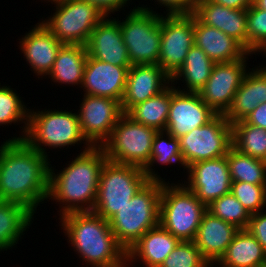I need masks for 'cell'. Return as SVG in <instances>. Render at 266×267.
Masks as SVG:
<instances>
[{
  "label": "cell",
  "mask_w": 266,
  "mask_h": 267,
  "mask_svg": "<svg viewBox=\"0 0 266 267\" xmlns=\"http://www.w3.org/2000/svg\"><path fill=\"white\" fill-rule=\"evenodd\" d=\"M163 182L159 224L180 241H194L207 206L185 184Z\"/></svg>",
  "instance_id": "cell-6"
},
{
  "label": "cell",
  "mask_w": 266,
  "mask_h": 267,
  "mask_svg": "<svg viewBox=\"0 0 266 267\" xmlns=\"http://www.w3.org/2000/svg\"><path fill=\"white\" fill-rule=\"evenodd\" d=\"M61 228L79 257L91 267H124L127 252L117 242L109 221L93 211L60 216ZM89 263V264H88Z\"/></svg>",
  "instance_id": "cell-3"
},
{
  "label": "cell",
  "mask_w": 266,
  "mask_h": 267,
  "mask_svg": "<svg viewBox=\"0 0 266 267\" xmlns=\"http://www.w3.org/2000/svg\"><path fill=\"white\" fill-rule=\"evenodd\" d=\"M87 48L80 44H63L58 51L49 76L52 81L67 84L81 85L87 61Z\"/></svg>",
  "instance_id": "cell-27"
},
{
  "label": "cell",
  "mask_w": 266,
  "mask_h": 267,
  "mask_svg": "<svg viewBox=\"0 0 266 267\" xmlns=\"http://www.w3.org/2000/svg\"><path fill=\"white\" fill-rule=\"evenodd\" d=\"M160 267H212L194 241H181Z\"/></svg>",
  "instance_id": "cell-36"
},
{
  "label": "cell",
  "mask_w": 266,
  "mask_h": 267,
  "mask_svg": "<svg viewBox=\"0 0 266 267\" xmlns=\"http://www.w3.org/2000/svg\"><path fill=\"white\" fill-rule=\"evenodd\" d=\"M129 68L87 57L82 86L79 87L86 95L109 97L121 103Z\"/></svg>",
  "instance_id": "cell-18"
},
{
  "label": "cell",
  "mask_w": 266,
  "mask_h": 267,
  "mask_svg": "<svg viewBox=\"0 0 266 267\" xmlns=\"http://www.w3.org/2000/svg\"><path fill=\"white\" fill-rule=\"evenodd\" d=\"M50 159L24 140L0 146V200L17 202L33 214L48 199Z\"/></svg>",
  "instance_id": "cell-1"
},
{
  "label": "cell",
  "mask_w": 266,
  "mask_h": 267,
  "mask_svg": "<svg viewBox=\"0 0 266 267\" xmlns=\"http://www.w3.org/2000/svg\"><path fill=\"white\" fill-rule=\"evenodd\" d=\"M194 44L215 63L242 59L248 52L221 30L201 23L194 16Z\"/></svg>",
  "instance_id": "cell-25"
},
{
  "label": "cell",
  "mask_w": 266,
  "mask_h": 267,
  "mask_svg": "<svg viewBox=\"0 0 266 267\" xmlns=\"http://www.w3.org/2000/svg\"><path fill=\"white\" fill-rule=\"evenodd\" d=\"M230 192L250 215L264 211L266 208V185L232 182Z\"/></svg>",
  "instance_id": "cell-37"
},
{
  "label": "cell",
  "mask_w": 266,
  "mask_h": 267,
  "mask_svg": "<svg viewBox=\"0 0 266 267\" xmlns=\"http://www.w3.org/2000/svg\"><path fill=\"white\" fill-rule=\"evenodd\" d=\"M160 26L158 65L172 77L184 64L188 51L194 45V15L161 14Z\"/></svg>",
  "instance_id": "cell-12"
},
{
  "label": "cell",
  "mask_w": 266,
  "mask_h": 267,
  "mask_svg": "<svg viewBox=\"0 0 266 267\" xmlns=\"http://www.w3.org/2000/svg\"><path fill=\"white\" fill-rule=\"evenodd\" d=\"M72 160L57 174L50 164L48 199L62 204L59 216L93 210L100 173L107 157L102 147L85 146Z\"/></svg>",
  "instance_id": "cell-2"
},
{
  "label": "cell",
  "mask_w": 266,
  "mask_h": 267,
  "mask_svg": "<svg viewBox=\"0 0 266 267\" xmlns=\"http://www.w3.org/2000/svg\"><path fill=\"white\" fill-rule=\"evenodd\" d=\"M262 53L263 52V54H265V57H266V43H265V45L258 51V53Z\"/></svg>",
  "instance_id": "cell-45"
},
{
  "label": "cell",
  "mask_w": 266,
  "mask_h": 267,
  "mask_svg": "<svg viewBox=\"0 0 266 267\" xmlns=\"http://www.w3.org/2000/svg\"><path fill=\"white\" fill-rule=\"evenodd\" d=\"M46 1L53 3V2H57V1H61V0H46Z\"/></svg>",
  "instance_id": "cell-46"
},
{
  "label": "cell",
  "mask_w": 266,
  "mask_h": 267,
  "mask_svg": "<svg viewBox=\"0 0 266 267\" xmlns=\"http://www.w3.org/2000/svg\"><path fill=\"white\" fill-rule=\"evenodd\" d=\"M186 170L188 182L184 181L185 186L206 206L230 193L232 180L225 156L198 161Z\"/></svg>",
  "instance_id": "cell-16"
},
{
  "label": "cell",
  "mask_w": 266,
  "mask_h": 267,
  "mask_svg": "<svg viewBox=\"0 0 266 267\" xmlns=\"http://www.w3.org/2000/svg\"><path fill=\"white\" fill-rule=\"evenodd\" d=\"M215 64L202 49L194 44L188 51L184 64L171 77V83L174 82L172 84L174 85L176 80L184 79L187 89L181 90L178 86L176 90L198 93L205 86Z\"/></svg>",
  "instance_id": "cell-29"
},
{
  "label": "cell",
  "mask_w": 266,
  "mask_h": 267,
  "mask_svg": "<svg viewBox=\"0 0 266 267\" xmlns=\"http://www.w3.org/2000/svg\"><path fill=\"white\" fill-rule=\"evenodd\" d=\"M251 53L242 59L216 63L205 86L198 92L201 99L216 114H224L247 73L246 62Z\"/></svg>",
  "instance_id": "cell-14"
},
{
  "label": "cell",
  "mask_w": 266,
  "mask_h": 267,
  "mask_svg": "<svg viewBox=\"0 0 266 267\" xmlns=\"http://www.w3.org/2000/svg\"><path fill=\"white\" fill-rule=\"evenodd\" d=\"M250 70L223 114L231 124L244 120L259 104L266 102V67L261 65Z\"/></svg>",
  "instance_id": "cell-23"
},
{
  "label": "cell",
  "mask_w": 266,
  "mask_h": 267,
  "mask_svg": "<svg viewBox=\"0 0 266 267\" xmlns=\"http://www.w3.org/2000/svg\"><path fill=\"white\" fill-rule=\"evenodd\" d=\"M193 15L235 39L247 51V10L231 9L211 0H200Z\"/></svg>",
  "instance_id": "cell-21"
},
{
  "label": "cell",
  "mask_w": 266,
  "mask_h": 267,
  "mask_svg": "<svg viewBox=\"0 0 266 267\" xmlns=\"http://www.w3.org/2000/svg\"><path fill=\"white\" fill-rule=\"evenodd\" d=\"M211 1L231 9H243V10H247L253 4V0H211Z\"/></svg>",
  "instance_id": "cell-43"
},
{
  "label": "cell",
  "mask_w": 266,
  "mask_h": 267,
  "mask_svg": "<svg viewBox=\"0 0 266 267\" xmlns=\"http://www.w3.org/2000/svg\"><path fill=\"white\" fill-rule=\"evenodd\" d=\"M154 163L159 165L178 163L185 169L180 151L179 138L173 137L166 131H158L153 139L150 162L143 169L144 174L149 181L166 182L163 180L165 178H161L160 175H158V172L155 173L152 168L155 166Z\"/></svg>",
  "instance_id": "cell-31"
},
{
  "label": "cell",
  "mask_w": 266,
  "mask_h": 267,
  "mask_svg": "<svg viewBox=\"0 0 266 267\" xmlns=\"http://www.w3.org/2000/svg\"><path fill=\"white\" fill-rule=\"evenodd\" d=\"M148 181L143 168L107 160L92 211L109 221Z\"/></svg>",
  "instance_id": "cell-7"
},
{
  "label": "cell",
  "mask_w": 266,
  "mask_h": 267,
  "mask_svg": "<svg viewBox=\"0 0 266 267\" xmlns=\"http://www.w3.org/2000/svg\"><path fill=\"white\" fill-rule=\"evenodd\" d=\"M217 114L205 104L199 93L181 92L171 83V100L165 131L175 138L206 125Z\"/></svg>",
  "instance_id": "cell-15"
},
{
  "label": "cell",
  "mask_w": 266,
  "mask_h": 267,
  "mask_svg": "<svg viewBox=\"0 0 266 267\" xmlns=\"http://www.w3.org/2000/svg\"><path fill=\"white\" fill-rule=\"evenodd\" d=\"M225 157L232 182L266 185V161L242 154L233 146Z\"/></svg>",
  "instance_id": "cell-32"
},
{
  "label": "cell",
  "mask_w": 266,
  "mask_h": 267,
  "mask_svg": "<svg viewBox=\"0 0 266 267\" xmlns=\"http://www.w3.org/2000/svg\"><path fill=\"white\" fill-rule=\"evenodd\" d=\"M33 219L34 214L24 205L0 200V251L15 246Z\"/></svg>",
  "instance_id": "cell-28"
},
{
  "label": "cell",
  "mask_w": 266,
  "mask_h": 267,
  "mask_svg": "<svg viewBox=\"0 0 266 267\" xmlns=\"http://www.w3.org/2000/svg\"><path fill=\"white\" fill-rule=\"evenodd\" d=\"M239 230L207 211L201 219L194 243L210 265L216 267Z\"/></svg>",
  "instance_id": "cell-22"
},
{
  "label": "cell",
  "mask_w": 266,
  "mask_h": 267,
  "mask_svg": "<svg viewBox=\"0 0 266 267\" xmlns=\"http://www.w3.org/2000/svg\"><path fill=\"white\" fill-rule=\"evenodd\" d=\"M52 4L56 5L54 14L41 22L63 44L86 46L92 31L105 17L83 0H61Z\"/></svg>",
  "instance_id": "cell-10"
},
{
  "label": "cell",
  "mask_w": 266,
  "mask_h": 267,
  "mask_svg": "<svg viewBox=\"0 0 266 267\" xmlns=\"http://www.w3.org/2000/svg\"><path fill=\"white\" fill-rule=\"evenodd\" d=\"M158 131L123 113L110 138L101 146L108 161L145 168L150 162L153 139Z\"/></svg>",
  "instance_id": "cell-9"
},
{
  "label": "cell",
  "mask_w": 266,
  "mask_h": 267,
  "mask_svg": "<svg viewBox=\"0 0 266 267\" xmlns=\"http://www.w3.org/2000/svg\"><path fill=\"white\" fill-rule=\"evenodd\" d=\"M162 186L163 182L148 181L109 220L117 242L126 252L145 232L159 225Z\"/></svg>",
  "instance_id": "cell-4"
},
{
  "label": "cell",
  "mask_w": 266,
  "mask_h": 267,
  "mask_svg": "<svg viewBox=\"0 0 266 267\" xmlns=\"http://www.w3.org/2000/svg\"><path fill=\"white\" fill-rule=\"evenodd\" d=\"M170 82L171 76L158 64L132 65L127 73L126 88L121 101L123 113L158 95Z\"/></svg>",
  "instance_id": "cell-17"
},
{
  "label": "cell",
  "mask_w": 266,
  "mask_h": 267,
  "mask_svg": "<svg viewBox=\"0 0 266 267\" xmlns=\"http://www.w3.org/2000/svg\"><path fill=\"white\" fill-rule=\"evenodd\" d=\"M207 211L239 229L247 228L251 216L231 192L215 199L207 206Z\"/></svg>",
  "instance_id": "cell-35"
},
{
  "label": "cell",
  "mask_w": 266,
  "mask_h": 267,
  "mask_svg": "<svg viewBox=\"0 0 266 267\" xmlns=\"http://www.w3.org/2000/svg\"><path fill=\"white\" fill-rule=\"evenodd\" d=\"M253 5L266 11V0H253Z\"/></svg>",
  "instance_id": "cell-44"
},
{
  "label": "cell",
  "mask_w": 266,
  "mask_h": 267,
  "mask_svg": "<svg viewBox=\"0 0 266 267\" xmlns=\"http://www.w3.org/2000/svg\"><path fill=\"white\" fill-rule=\"evenodd\" d=\"M233 147L240 153L266 161V130L245 123L232 124Z\"/></svg>",
  "instance_id": "cell-33"
},
{
  "label": "cell",
  "mask_w": 266,
  "mask_h": 267,
  "mask_svg": "<svg viewBox=\"0 0 266 267\" xmlns=\"http://www.w3.org/2000/svg\"><path fill=\"white\" fill-rule=\"evenodd\" d=\"M179 145L185 169L198 161L226 156L233 146L232 124L217 114L206 125L181 136Z\"/></svg>",
  "instance_id": "cell-11"
},
{
  "label": "cell",
  "mask_w": 266,
  "mask_h": 267,
  "mask_svg": "<svg viewBox=\"0 0 266 267\" xmlns=\"http://www.w3.org/2000/svg\"><path fill=\"white\" fill-rule=\"evenodd\" d=\"M243 121L266 130V102L259 104Z\"/></svg>",
  "instance_id": "cell-42"
},
{
  "label": "cell",
  "mask_w": 266,
  "mask_h": 267,
  "mask_svg": "<svg viewBox=\"0 0 266 267\" xmlns=\"http://www.w3.org/2000/svg\"><path fill=\"white\" fill-rule=\"evenodd\" d=\"M166 9V14H193L200 0H155Z\"/></svg>",
  "instance_id": "cell-40"
},
{
  "label": "cell",
  "mask_w": 266,
  "mask_h": 267,
  "mask_svg": "<svg viewBox=\"0 0 266 267\" xmlns=\"http://www.w3.org/2000/svg\"><path fill=\"white\" fill-rule=\"evenodd\" d=\"M86 48L88 57L116 66H132L116 18L105 16L92 31Z\"/></svg>",
  "instance_id": "cell-19"
},
{
  "label": "cell",
  "mask_w": 266,
  "mask_h": 267,
  "mask_svg": "<svg viewBox=\"0 0 266 267\" xmlns=\"http://www.w3.org/2000/svg\"><path fill=\"white\" fill-rule=\"evenodd\" d=\"M35 111L29 109L28 127L24 141L33 149L48 157V148H64L83 143L91 146L83 137L78 113L67 110L48 109ZM45 148H44V147Z\"/></svg>",
  "instance_id": "cell-5"
},
{
  "label": "cell",
  "mask_w": 266,
  "mask_h": 267,
  "mask_svg": "<svg viewBox=\"0 0 266 267\" xmlns=\"http://www.w3.org/2000/svg\"><path fill=\"white\" fill-rule=\"evenodd\" d=\"M216 264L219 267H260L266 264V252L247 229H240Z\"/></svg>",
  "instance_id": "cell-26"
},
{
  "label": "cell",
  "mask_w": 266,
  "mask_h": 267,
  "mask_svg": "<svg viewBox=\"0 0 266 267\" xmlns=\"http://www.w3.org/2000/svg\"><path fill=\"white\" fill-rule=\"evenodd\" d=\"M171 100V86L158 95L132 107L126 114L134 121L157 131H165Z\"/></svg>",
  "instance_id": "cell-30"
},
{
  "label": "cell",
  "mask_w": 266,
  "mask_h": 267,
  "mask_svg": "<svg viewBox=\"0 0 266 267\" xmlns=\"http://www.w3.org/2000/svg\"><path fill=\"white\" fill-rule=\"evenodd\" d=\"M120 24L132 65L158 64L161 45V15L153 9L134 7Z\"/></svg>",
  "instance_id": "cell-8"
},
{
  "label": "cell",
  "mask_w": 266,
  "mask_h": 267,
  "mask_svg": "<svg viewBox=\"0 0 266 267\" xmlns=\"http://www.w3.org/2000/svg\"><path fill=\"white\" fill-rule=\"evenodd\" d=\"M21 99L10 86L0 85V126L21 123V121L24 123V128L21 127L23 130L21 131L22 136L9 138L8 140H23L27 132L29 109L26 108Z\"/></svg>",
  "instance_id": "cell-34"
},
{
  "label": "cell",
  "mask_w": 266,
  "mask_h": 267,
  "mask_svg": "<svg viewBox=\"0 0 266 267\" xmlns=\"http://www.w3.org/2000/svg\"><path fill=\"white\" fill-rule=\"evenodd\" d=\"M266 211L252 214L249 219L247 230L256 238L266 252Z\"/></svg>",
  "instance_id": "cell-39"
},
{
  "label": "cell",
  "mask_w": 266,
  "mask_h": 267,
  "mask_svg": "<svg viewBox=\"0 0 266 267\" xmlns=\"http://www.w3.org/2000/svg\"><path fill=\"white\" fill-rule=\"evenodd\" d=\"M32 28L20 39L19 47L34 74L42 77L47 76L63 43L59 42L42 22L37 23Z\"/></svg>",
  "instance_id": "cell-20"
},
{
  "label": "cell",
  "mask_w": 266,
  "mask_h": 267,
  "mask_svg": "<svg viewBox=\"0 0 266 267\" xmlns=\"http://www.w3.org/2000/svg\"><path fill=\"white\" fill-rule=\"evenodd\" d=\"M83 96L77 112L81 133L92 147H101L123 114L121 103L109 97Z\"/></svg>",
  "instance_id": "cell-13"
},
{
  "label": "cell",
  "mask_w": 266,
  "mask_h": 267,
  "mask_svg": "<svg viewBox=\"0 0 266 267\" xmlns=\"http://www.w3.org/2000/svg\"><path fill=\"white\" fill-rule=\"evenodd\" d=\"M180 242L159 224L145 232L127 251V264L132 265L138 259L146 267H160Z\"/></svg>",
  "instance_id": "cell-24"
},
{
  "label": "cell",
  "mask_w": 266,
  "mask_h": 267,
  "mask_svg": "<svg viewBox=\"0 0 266 267\" xmlns=\"http://www.w3.org/2000/svg\"><path fill=\"white\" fill-rule=\"evenodd\" d=\"M89 4L94 5L98 10H100L105 16L113 14L116 11H119L121 8H124L130 0H83Z\"/></svg>",
  "instance_id": "cell-41"
},
{
  "label": "cell",
  "mask_w": 266,
  "mask_h": 267,
  "mask_svg": "<svg viewBox=\"0 0 266 267\" xmlns=\"http://www.w3.org/2000/svg\"><path fill=\"white\" fill-rule=\"evenodd\" d=\"M266 43V11L253 4L247 9V52H258Z\"/></svg>",
  "instance_id": "cell-38"
}]
</instances>
